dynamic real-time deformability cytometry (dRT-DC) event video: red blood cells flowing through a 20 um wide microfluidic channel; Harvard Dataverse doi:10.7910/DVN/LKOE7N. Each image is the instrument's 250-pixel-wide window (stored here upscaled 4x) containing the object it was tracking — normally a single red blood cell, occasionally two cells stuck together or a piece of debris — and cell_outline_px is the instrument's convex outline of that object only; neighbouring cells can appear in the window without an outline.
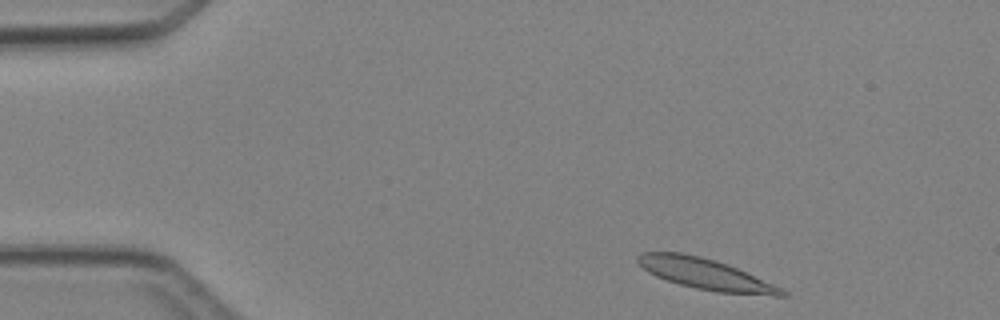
{"species": "Egyptian fruit bat (a non-hibernating species)", "species_latin": "Rousettus aegyptiacus", "temperature_condition": "cold", "stored_images_in_passage": 3, "camera_frame_rate_fps": 3000, "um_per_image_px": 0.085, "animal": {"sex": "female"}, "frame": {"image": 1, "passage_image": 1, "time_ms": 0.0, "image_size_px": [1000, 320], "cell_outline_px": [[788, 296], [772, 296], [716, 292], [696, 288], [680, 284], [656, 276], [648, 272], [636, 264], [636, 256], [640, 252], [680, 252], [700, 256], [716, 260], [728, 264], [784, 288], [788, 292]], "centroid_in_image_um": [59.99, 23.29], "position_along_channel_um": 25.0, "area_um2": 26.3}}
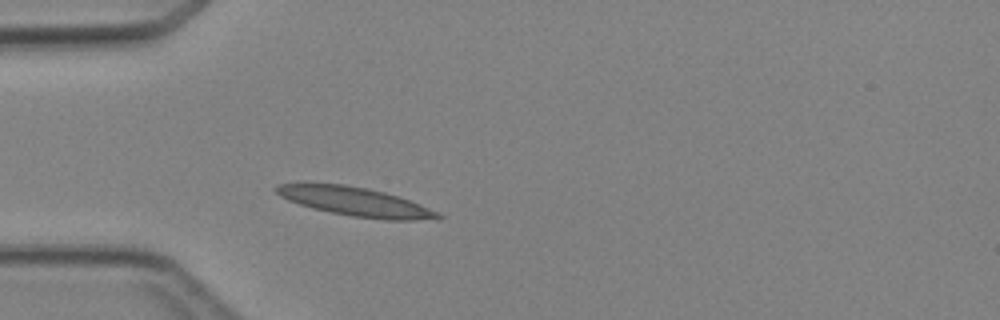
{"frame": {"image": 2, "passage_image": 3, "time_ms": 2.333, "image_size_px": [1000, 320], "cell_outline_px": [[444, 216], [416, 220], [384, 220], [352, 216], [312, 208], [288, 200], [280, 196], [272, 188], [276, 184], [304, 180], [344, 184], [368, 188], [384, 192], [420, 204], [440, 212]], "centroid_in_image_um": [30.04, 17.08], "position_along_channel_um": 55.0, "area_um2": 27.8}}